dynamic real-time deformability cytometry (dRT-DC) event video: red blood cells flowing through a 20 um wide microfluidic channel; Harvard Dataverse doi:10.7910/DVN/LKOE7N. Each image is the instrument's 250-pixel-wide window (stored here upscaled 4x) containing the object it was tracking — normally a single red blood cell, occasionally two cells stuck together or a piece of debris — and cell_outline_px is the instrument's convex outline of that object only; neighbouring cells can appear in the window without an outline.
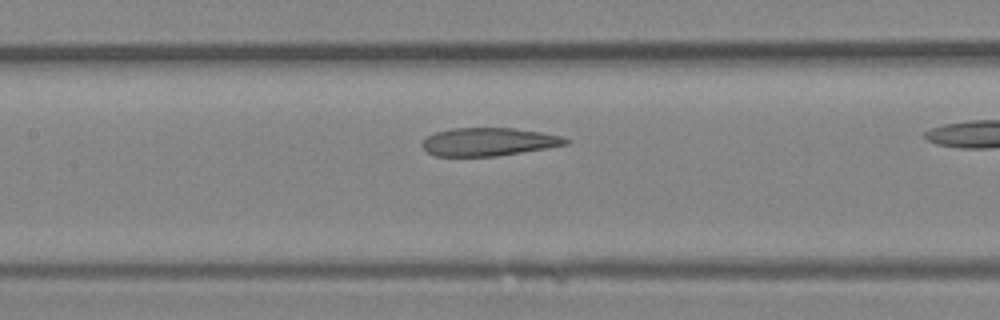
{"species": "Egyptian fruit bat (a non-hibernating species)", "species_latin": "Rousettus aegyptiacus", "temperature_condition": "room temperature", "stored_images_in_passage": 23, "camera_frame_rate_fps": 3000, "um_per_image_px": 0.085, "animal": {"sex": "female"}, "frame": {"image": 1, "passage_image": 10, "time_ms": 3.0, "image_size_px": [1000, 320], "cell_outline_px": [[568, 144], [496, 156], [436, 156], [428, 152], [420, 144], [428, 136], [436, 132], [452, 128], [512, 128], [540, 132], [560, 136], [568, 140]], "centroid_in_image_um": [41.48, 12.05], "position_along_channel_um": 165.9, "area_um2": 23.12}}
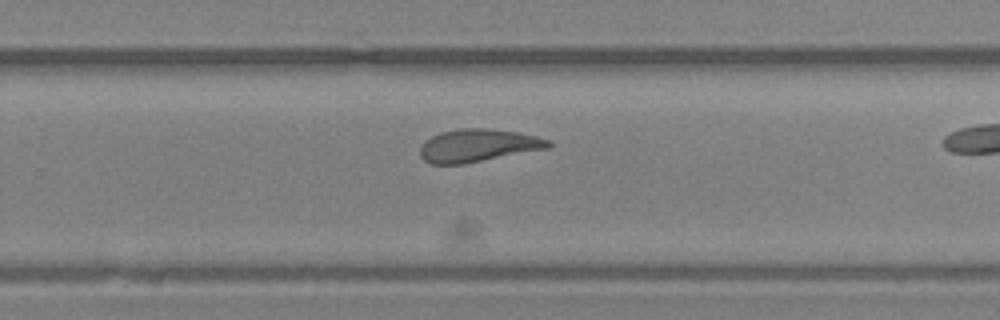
{"frame": {"image": 2, "passage_image": 17, "time_ms": 5.333, "image_size_px": [1000, 320], "cell_outline_px": [[552, 148], [464, 164], [432, 164], [424, 160], [420, 156], [420, 148], [432, 136], [440, 132], [464, 128], [484, 128], [516, 132], [536, 136], [552, 140]], "centroid_in_image_um": [40.7, 12.38], "position_along_channel_um": 289.1, "area_um2": 24.57}}